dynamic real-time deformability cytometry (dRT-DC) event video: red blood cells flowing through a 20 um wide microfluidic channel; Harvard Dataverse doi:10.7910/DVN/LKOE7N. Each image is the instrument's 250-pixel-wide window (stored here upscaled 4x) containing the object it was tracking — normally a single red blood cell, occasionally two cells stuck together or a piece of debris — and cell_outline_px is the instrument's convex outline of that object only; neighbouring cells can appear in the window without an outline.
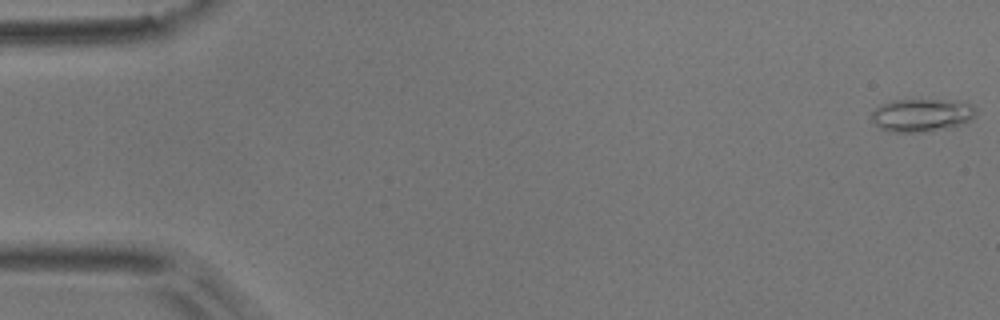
{"species": "common noctule bat (a hibernating species)", "species_latin": "Nyctalus noctula", "temperature_condition": "room temperature", "stored_images_in_passage": 4, "camera_frame_rate_fps": 3000, "um_per_image_px": 0.085, "animal": {"sex": "male", "body_mass_g": 17.9}, "frame": {"image": 1, "passage_image": 1, "time_ms": 0.0, "image_size_px": [1000, 320], "cell_outline_px": [[976, 112], [972, 120], [952, 128], [924, 132], [888, 132], [880, 128], [872, 120], [872, 112], [880, 104], [892, 100], [956, 100], [972, 104], [976, 108]], "centroid_in_image_um": [78.38, 9.79], "position_along_channel_um": 6.6, "area_um2": 20.4}}